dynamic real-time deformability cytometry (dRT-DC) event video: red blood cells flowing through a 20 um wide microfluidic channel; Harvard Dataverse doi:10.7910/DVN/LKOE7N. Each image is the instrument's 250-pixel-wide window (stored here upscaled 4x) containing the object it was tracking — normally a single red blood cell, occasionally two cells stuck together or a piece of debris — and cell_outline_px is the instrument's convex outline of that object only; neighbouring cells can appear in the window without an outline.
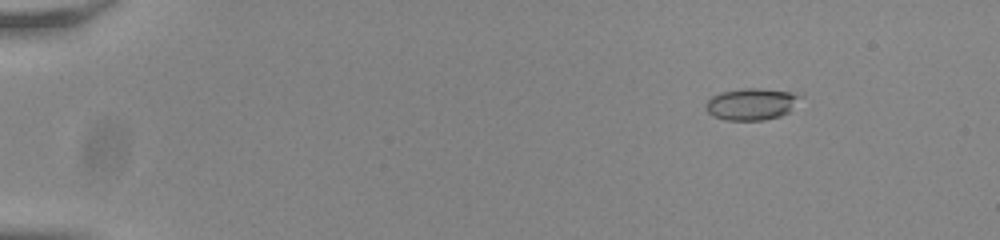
{"species": "common noctule bat (a hibernating species)", "species_latin": "Nyctalus noctula", "temperature_condition": "room temperature", "stored_images_in_passage": 13, "camera_frame_rate_fps": 3000, "um_per_image_px": 0.085, "animal": {"sex": "male", "body_mass_g": 20.0, "forearm_length_mm": 53.3}, "frame": {"image": 1, "passage_image": 4, "time_ms": 1.0, "image_size_px": [1000, 240], "cell_outline_px": [[796, 96], [788, 112], [780, 116], [764, 120], [724, 120], [712, 116], [704, 108], [704, 104], [712, 96], [720, 92], [744, 88], [760, 88], [792, 92]], "centroid_in_image_um": [63.73, 8.85], "position_along_channel_um": 21.3, "area_um2": 17.11}}